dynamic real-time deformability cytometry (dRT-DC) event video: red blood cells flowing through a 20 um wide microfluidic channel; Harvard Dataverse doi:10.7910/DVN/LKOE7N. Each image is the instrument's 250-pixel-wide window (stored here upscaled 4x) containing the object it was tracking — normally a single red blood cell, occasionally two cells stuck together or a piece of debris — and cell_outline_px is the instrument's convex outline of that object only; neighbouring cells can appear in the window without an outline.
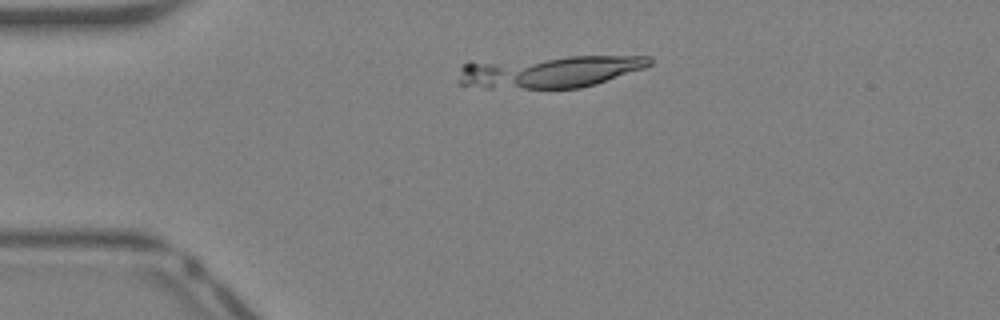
{"species": "Egyptian fruit bat (a non-hibernating species)", "species_latin": "Rousettus aegyptiacus", "temperature_condition": "warm", "stored_images_in_passage": 12, "camera_frame_rate_fps": 3000, "um_per_image_px": 0.085, "animal": {"sex": "female"}, "frame": {"image": 1, "passage_image": 7, "time_ms": 2.0, "image_size_px": [1000, 320], "cell_outline_px": [[652, 64], [644, 68], [596, 84], [580, 88], [488, 88], [460, 84], [460, 68], [468, 60], [568, 56], [652, 56]], "centroid_in_image_um": [46.66, 6.06], "position_along_channel_um": 38.3, "area_um2": 36.41}}
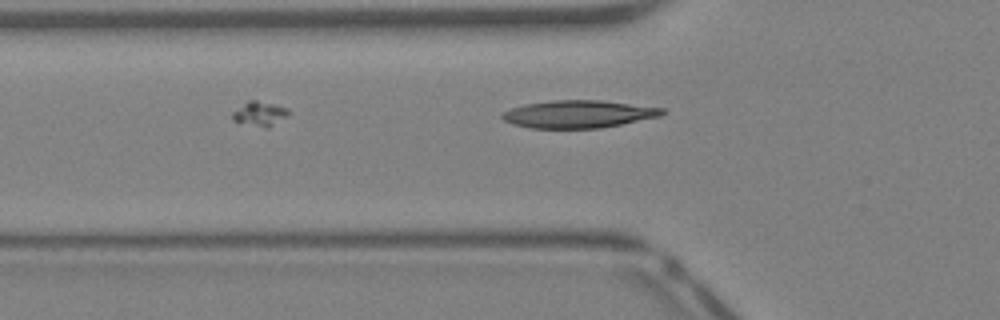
{"frame": {"image": 2, "passage_image": 12, "time_ms": 3.667, "image_size_px": [1000, 320], "cell_outline_px": [[668, 112], [660, 116], [600, 128], [532, 128], [512, 124], [504, 120], [500, 116], [504, 112], [512, 108], [524, 104], [552, 100], [600, 100], [664, 108]], "centroid_in_image_um": [49.17, 9.69], "position_along_channel_um": 76.6, "area_um2": 25.61}}